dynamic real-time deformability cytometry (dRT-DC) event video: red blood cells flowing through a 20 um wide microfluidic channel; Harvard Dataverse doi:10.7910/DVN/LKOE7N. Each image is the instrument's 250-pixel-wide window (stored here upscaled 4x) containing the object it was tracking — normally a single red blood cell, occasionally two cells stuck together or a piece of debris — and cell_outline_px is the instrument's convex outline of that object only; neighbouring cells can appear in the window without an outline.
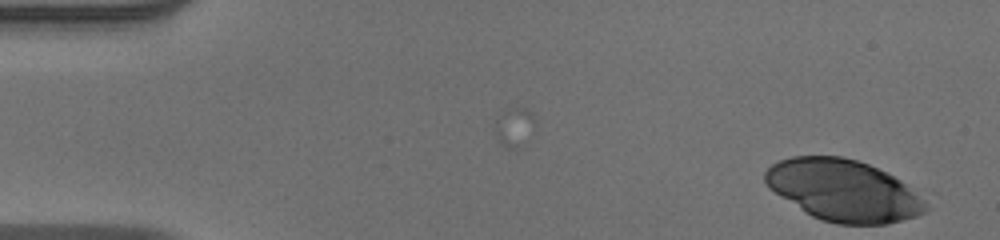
{"species": "human", "species_latin": "Homo sapiens", "temperature_condition": "warm", "stored_images_in_passage": 8, "camera_frame_rate_fps": 3000, "um_per_image_px": 0.085, "donor": {"sex": "male"}, "frame": {"image": 1, "passage_image": 8, "time_ms": 2.333, "image_size_px": [1000, 240], "cell_outline_px": [[928, 208], [924, 212], [916, 216], [888, 224], [836, 224], [820, 220], [812, 216], [780, 196], [768, 188], [764, 180], [764, 172], [772, 164], [780, 160], [792, 156], [840, 156], [856, 160], [868, 164], [900, 180], [928, 196]], "centroid_in_image_um": [71.74, 16.19], "position_along_channel_um": 13.3, "area_um2": 57.97}}